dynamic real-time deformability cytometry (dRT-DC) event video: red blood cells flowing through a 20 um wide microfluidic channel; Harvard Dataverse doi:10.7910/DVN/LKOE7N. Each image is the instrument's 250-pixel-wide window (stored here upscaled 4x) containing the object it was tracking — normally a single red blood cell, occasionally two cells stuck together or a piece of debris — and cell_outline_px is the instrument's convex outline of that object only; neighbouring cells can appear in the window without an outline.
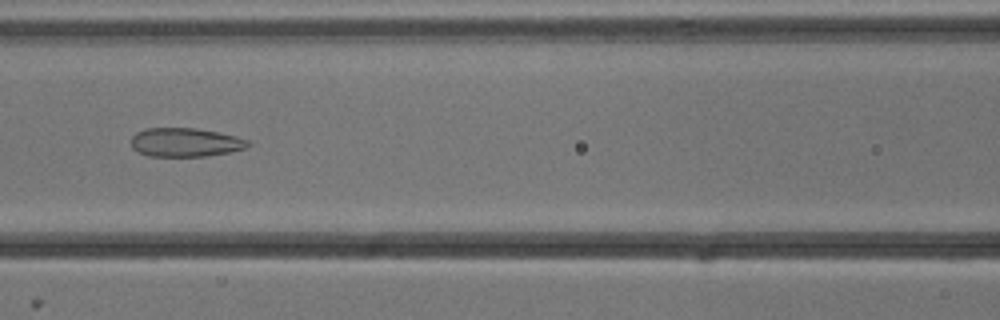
{"species": "common noctule bat (a hibernating species)", "species_latin": "Nyctalus noctula", "temperature_condition": "cold", "stored_images_in_passage": 54, "camera_frame_rate_fps": 3000, "um_per_image_px": 0.085, "animal": {"sex": "male", "body_mass_g": 13.3}, "frame": {"image": 1, "passage_image": 24, "time_ms": 7.667, "image_size_px": [1000, 320], "cell_outline_px": [[252, 144], [244, 148], [232, 152], [208, 156], [148, 156], [132, 148], [132, 136], [136, 132], [144, 128], [196, 128], [236, 136], [248, 140]], "centroid_in_image_um": [15.76, 12.1], "position_along_channel_um": 150.8, "area_um2": 19.65}}
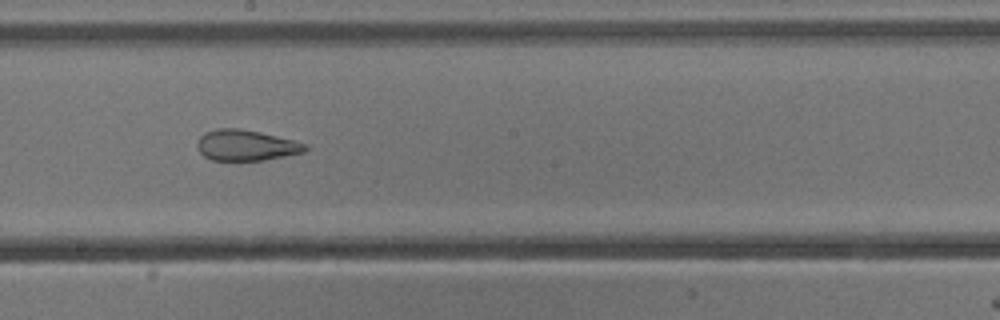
{"frame": {"image": 2, "passage_image": 30, "time_ms": 9.667, "image_size_px": [1000, 320], "cell_outline_px": [[308, 148], [304, 152], [264, 160], [212, 160], [204, 156], [200, 152], [196, 144], [200, 136], [204, 132], [216, 128], [240, 128], [260, 132], [308, 144]], "centroid_in_image_um": [20.89, 12.34], "position_along_channel_um": 227.3, "area_um2": 19.36}}
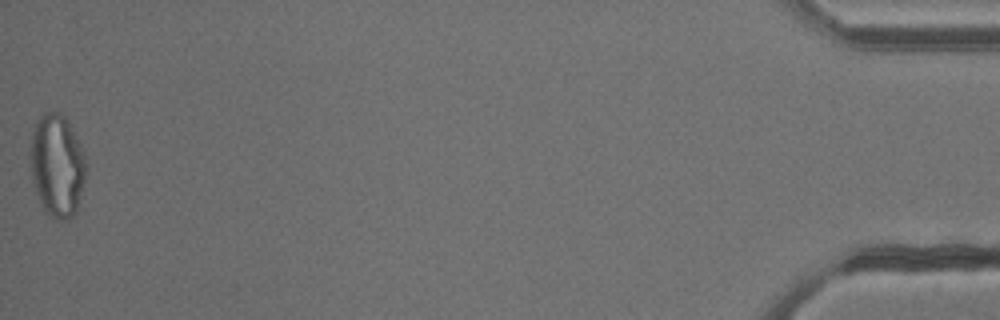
{"frame": {"image": 3, "passage_image": 54, "time_ms": 17.667, "image_size_px": [1000, 320], "cell_outline_px": [[84, 180], [76, 212], [68, 220], [56, 220], [48, 216], [44, 212], [36, 192], [32, 180], [32, 132], [36, 120], [44, 112], [60, 112], [68, 120], [80, 144], [84, 156]], "centroid_in_image_um": [4.85, 14.09], "position_along_channel_um": 430.4, "area_um2": 32.95}, "authors_computed_cell_mechanics": {"area_um2": 26.1256, "velocity_mm_per_s": 3.8396, "shape_relaxation_time_tau1_ms": null, "shape_relaxation_time_tau2_ms": 1.882, "deformation_change_tau1": null, "deformation_change_tau2": 0.1083}}